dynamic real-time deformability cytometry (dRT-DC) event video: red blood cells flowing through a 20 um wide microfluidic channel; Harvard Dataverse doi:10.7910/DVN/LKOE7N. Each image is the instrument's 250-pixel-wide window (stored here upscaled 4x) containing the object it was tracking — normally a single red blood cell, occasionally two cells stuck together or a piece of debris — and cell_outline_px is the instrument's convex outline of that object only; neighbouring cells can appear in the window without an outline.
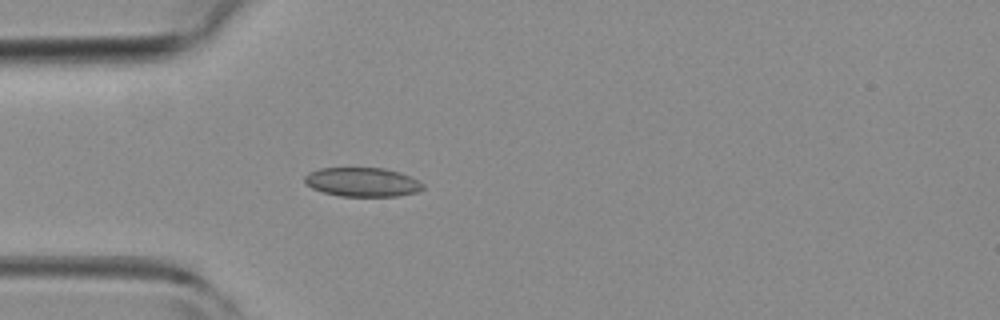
{"species": "common noctule bat (a hibernating species)", "species_latin": "Nyctalus noctula", "temperature_condition": "room temperature", "stored_images_in_passage": 6, "camera_frame_rate_fps": 3000, "um_per_image_px": 0.085, "animal": {"sex": "female", "body_mass_g": 19.3, "forearm_length_mm": 54.1}, "frame": {"image": 1, "passage_image": 6, "time_ms": 6.667, "image_size_px": [1000, 320], "cell_outline_px": [[424, 188], [420, 192], [396, 196], [340, 196], [324, 192], [312, 188], [304, 180], [304, 176], [308, 172], [320, 168], [384, 168], [400, 172], [424, 184]], "centroid_in_image_um": [30.81, 15.48], "position_along_channel_um": 54.2, "area_um2": 20.0}}